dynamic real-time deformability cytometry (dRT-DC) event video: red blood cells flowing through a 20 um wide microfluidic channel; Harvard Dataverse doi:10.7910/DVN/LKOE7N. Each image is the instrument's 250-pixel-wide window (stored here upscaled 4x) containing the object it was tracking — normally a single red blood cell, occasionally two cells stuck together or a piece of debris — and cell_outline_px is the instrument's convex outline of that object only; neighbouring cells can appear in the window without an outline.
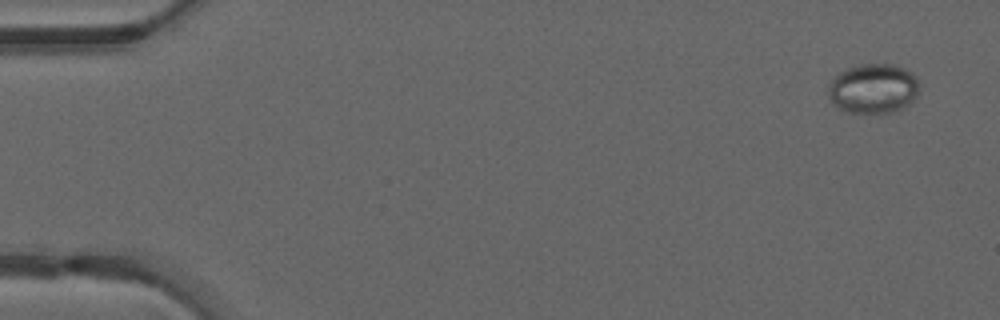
{"species": "common noctule bat (a hibernating species)", "species_latin": "Nyctalus noctula", "temperature_condition": "warm", "stored_images_in_passage": 45, "camera_frame_rate_fps": 3000, "um_per_image_px": 0.085, "animal": {"sex": "male", "forearm_length_mm": 52.5}, "frame": {"image": 1, "passage_image": 1, "time_ms": 0.0, "image_size_px": [1000, 320], "cell_outline_px": [[920, 88], [916, 96], [908, 104], [892, 112], [848, 112], [832, 104], [828, 96], [828, 84], [840, 72], [848, 68], [860, 64], [892, 64], [904, 68], [912, 72], [916, 76], [920, 84]], "centroid_in_image_um": [74.23, 7.51], "position_along_channel_um": 10.8, "area_um2": 26.36}}
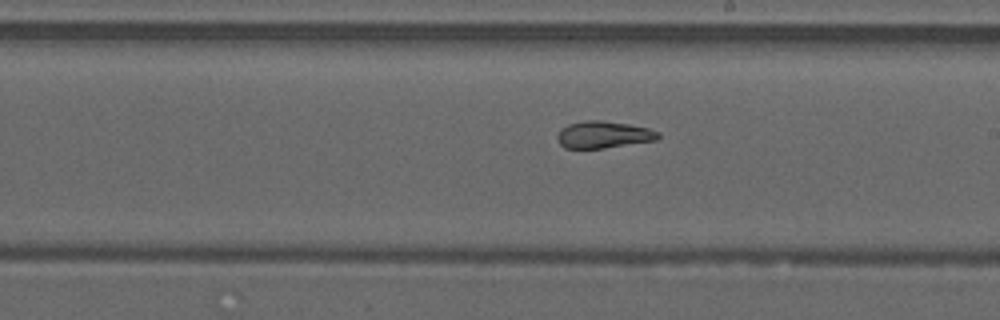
{"frame": {"image": 2, "passage_image": 27, "time_ms": 8.667, "image_size_px": [1000, 320], "cell_outline_px": [[660, 136], [656, 140], [604, 148], [564, 148], [560, 144], [556, 136], [560, 128], [568, 124], [584, 120], [600, 120], [628, 124], [648, 128], [660, 132]], "centroid_in_image_um": [51.27, 11.44], "position_along_channel_um": 237.7, "area_um2": 15.9}}
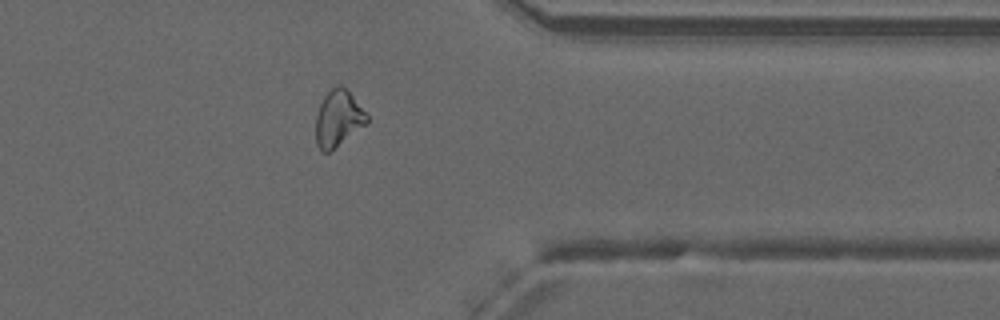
{"frame": {"image": 3, "passage_image": 38, "time_ms": 12.333, "image_size_px": [1000, 320], "cell_outline_px": [[368, 124], [328, 152], [320, 152], [316, 144], [316, 116], [320, 104], [324, 96], [336, 84], [340, 84], [352, 96], [368, 116]], "centroid_in_image_um": [28.73, 10.09], "position_along_channel_um": 382.7, "area_um2": 16.59}, "authors_computed_cell_mechanics": {"area_um2": 17.2244, "velocity_mm_per_s": 4.2157, "shape_relaxation_time_tau1_ms": null, "shape_relaxation_time_tau2_ms": 2.4844, "deformation_change_tau1": null, "deformation_change_tau2": 0.0744}}